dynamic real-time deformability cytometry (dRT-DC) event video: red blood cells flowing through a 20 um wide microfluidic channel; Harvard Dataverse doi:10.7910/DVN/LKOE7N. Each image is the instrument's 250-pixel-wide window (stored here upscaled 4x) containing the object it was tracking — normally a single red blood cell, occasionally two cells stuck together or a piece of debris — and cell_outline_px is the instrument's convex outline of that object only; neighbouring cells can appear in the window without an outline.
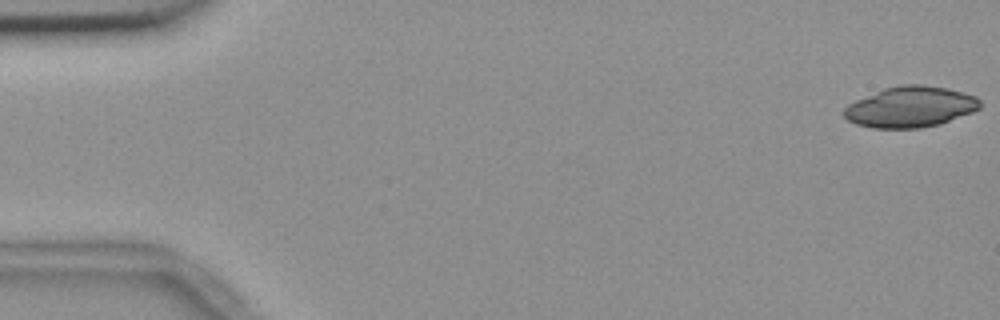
{"species": "common noctule bat (a hibernating species)", "species_latin": "Nyctalus noctula", "temperature_condition": "room temperature", "stored_images_in_passage": 55, "camera_frame_rate_fps": 3000, "um_per_image_px": 0.085, "animal": {"sex": "female", "body_mass_g": 18.4}, "frame": {"image": 1, "passage_image": 1, "time_ms": 0.0, "image_size_px": [1000, 320], "cell_outline_px": [[980, 108], [972, 112], [940, 124], [920, 128], [872, 128], [856, 124], [848, 120], [844, 116], [844, 108], [848, 104], [856, 100], [884, 88], [900, 84], [920, 84], [948, 88], [976, 96], [980, 100]], "centroid_in_image_um": [77.38, 9.08], "position_along_channel_um": 7.6, "area_um2": 32.37}}